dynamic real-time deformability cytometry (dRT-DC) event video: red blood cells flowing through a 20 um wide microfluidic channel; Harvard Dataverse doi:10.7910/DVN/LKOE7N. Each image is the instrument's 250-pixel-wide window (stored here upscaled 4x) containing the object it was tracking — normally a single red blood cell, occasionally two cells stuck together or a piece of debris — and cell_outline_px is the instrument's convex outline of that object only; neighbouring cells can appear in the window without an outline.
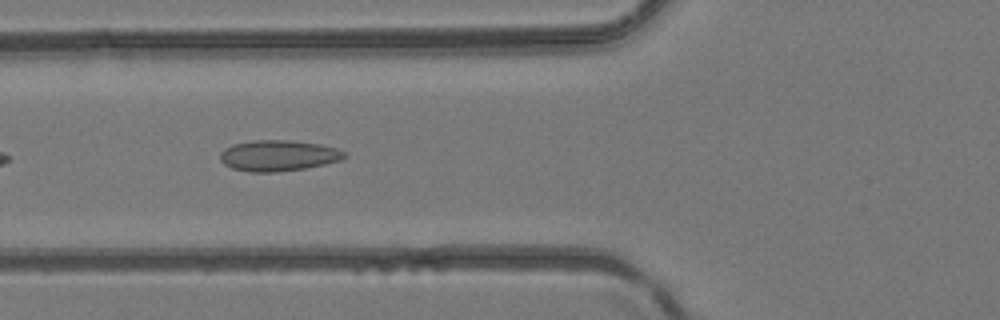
{"species": "common noctule bat (a hibernating species)", "species_latin": "Nyctalus noctula", "temperature_condition": "room temperature", "stored_images_in_passage": 9, "camera_frame_rate_fps": 3000, "um_per_image_px": 0.085, "animal": {"sex": "female", "body_mass_g": 24.6, "forearm_length_mm": 56.2}, "frame": {"image": 1, "passage_image": 4, "time_ms": 1.0, "image_size_px": [1000, 320], "cell_outline_px": [[348, 156], [340, 160], [324, 164], [304, 168], [276, 172], [248, 172], [232, 168], [224, 164], [220, 160], [220, 152], [224, 148], [232, 144], [252, 140], [288, 140], [320, 144], [336, 148], [344, 152]], "centroid_in_image_um": [23.62, 13.22], "position_along_channel_um": 102.2, "area_um2": 22.43}}
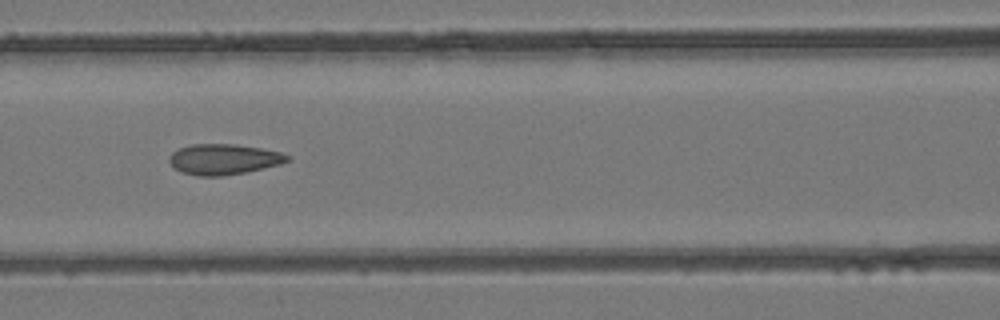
{"frame": {"image": 2, "passage_image": 7, "time_ms": 2.0, "image_size_px": [1000, 320], "cell_outline_px": [[292, 156], [288, 160], [280, 164], [264, 168], [224, 176], [200, 176], [184, 172], [176, 168], [168, 160], [168, 156], [172, 152], [180, 148], [192, 144], [236, 144], [260, 148], [280, 152]], "centroid_in_image_um": [19.03, 13.53], "position_along_channel_um": 147.6, "area_um2": 20.87}}